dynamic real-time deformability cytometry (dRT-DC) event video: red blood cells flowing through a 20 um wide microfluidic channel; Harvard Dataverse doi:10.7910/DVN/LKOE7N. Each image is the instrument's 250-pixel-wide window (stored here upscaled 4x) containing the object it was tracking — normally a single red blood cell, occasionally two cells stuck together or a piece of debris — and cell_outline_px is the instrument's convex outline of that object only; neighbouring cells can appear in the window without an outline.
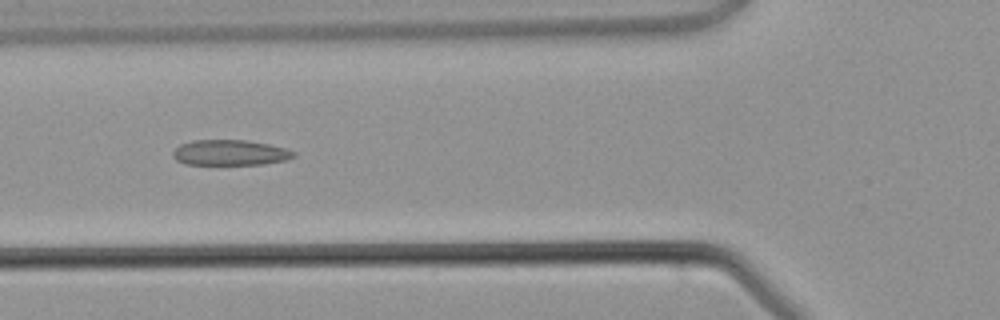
{"species": "common noctule bat (a hibernating species)", "species_latin": "Nyctalus noctula", "temperature_condition": "warm", "stored_images_in_passage": 4, "camera_frame_rate_fps": 3000, "um_per_image_px": 0.085, "animal": {"sex": "male", "body_mass_g": 21.5, "forearm_length_mm": 52.0}, "frame": {"image": 1, "passage_image": 4, "time_ms": 3.667, "image_size_px": [1000, 320], "cell_outline_px": [[296, 156], [284, 160], [264, 164], [184, 164], [176, 160], [172, 156], [172, 152], [180, 144], [192, 140], [248, 140], [268, 144], [284, 148], [296, 152]], "centroid_in_image_um": [19.53, 12.97], "position_along_channel_um": 106.3, "area_um2": 17.92}}